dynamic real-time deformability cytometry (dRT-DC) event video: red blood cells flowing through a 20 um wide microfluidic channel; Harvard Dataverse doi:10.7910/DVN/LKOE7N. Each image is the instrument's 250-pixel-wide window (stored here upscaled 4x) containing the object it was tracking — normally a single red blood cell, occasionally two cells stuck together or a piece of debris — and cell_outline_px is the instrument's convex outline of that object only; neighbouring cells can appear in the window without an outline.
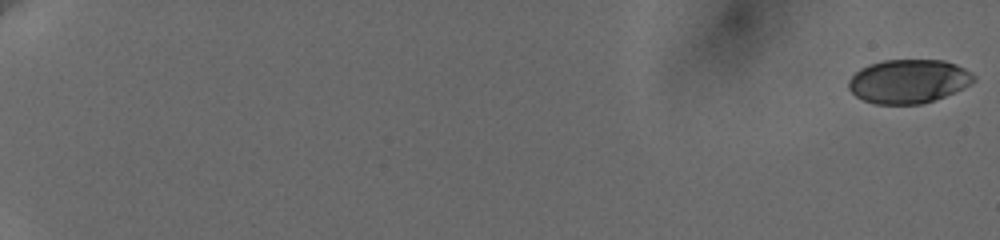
{"species": "human", "species_latin": "Homo sapiens", "temperature_condition": "cold", "stored_images_in_passage": 43, "camera_frame_rate_fps": 3000, "um_per_image_px": 0.085, "donor": {"sex": "female"}, "frame": {"image": 1, "passage_image": 1, "time_ms": 0.0, "image_size_px": [1000, 240], "cell_outline_px": [[976, 80], [964, 88], [944, 96], [920, 104], [876, 104], [864, 100], [856, 96], [848, 88], [848, 80], [860, 68], [868, 64], [884, 60], [944, 60], [956, 64], [972, 72], [976, 76]], "centroid_in_image_um": [77.23, 6.9], "position_along_channel_um": 7.8, "area_um2": 32.02}}
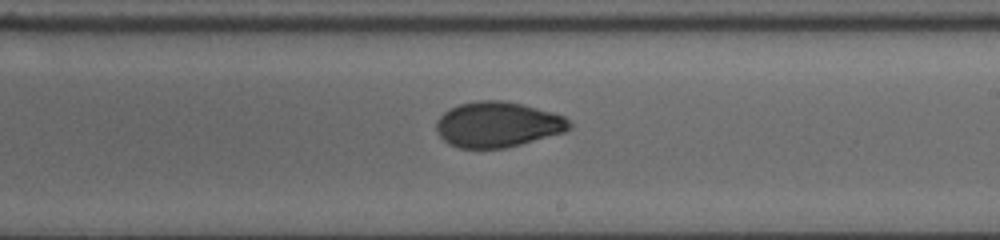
{"frame": {"image": 2, "passage_image": 21, "time_ms": 13.0, "image_size_px": [1000, 240], "cell_outline_px": [[572, 128], [564, 132], [520, 144], [504, 148], [460, 148], [448, 144], [440, 136], [436, 128], [436, 120], [444, 112], [460, 104], [480, 100], [504, 100], [552, 112], [564, 116], [572, 124]], "centroid_in_image_um": [42.3, 10.58], "position_along_channel_um": 246.7, "area_um2": 35.03}}
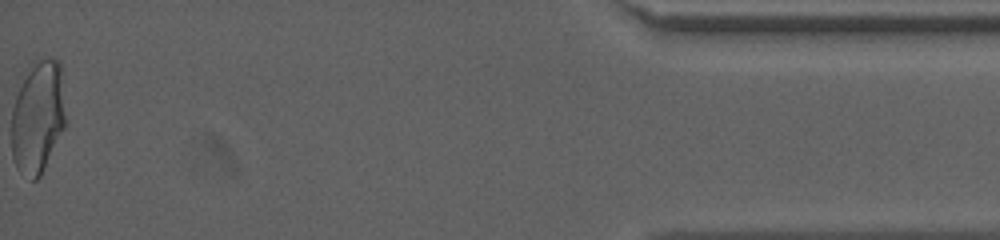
{"frame": {"image": 3, "passage_image": 42, "time_ms": 20.0, "image_size_px": [1000, 240], "cell_outline_px": [[64, 128], [40, 176], [36, 180], [32, 180], [16, 168], [12, 156], [12, 108], [16, 96], [32, 60], [48, 56], [60, 60], [64, 116]], "centroid_in_image_um": [3.2, 9.91], "position_along_channel_um": 432.0, "area_um2": 35.26}, "authors_computed_cell_mechanics": {"area_um2": 34.391, "velocity_mm_per_s": 3.6487, "shape_relaxation_time_tau1_ms": 5.567, "shape_relaxation_time_tau2_ms": 1.6319, "deformation_change_tau1": 0.1376, "deformation_change_tau2": 0.0544}}